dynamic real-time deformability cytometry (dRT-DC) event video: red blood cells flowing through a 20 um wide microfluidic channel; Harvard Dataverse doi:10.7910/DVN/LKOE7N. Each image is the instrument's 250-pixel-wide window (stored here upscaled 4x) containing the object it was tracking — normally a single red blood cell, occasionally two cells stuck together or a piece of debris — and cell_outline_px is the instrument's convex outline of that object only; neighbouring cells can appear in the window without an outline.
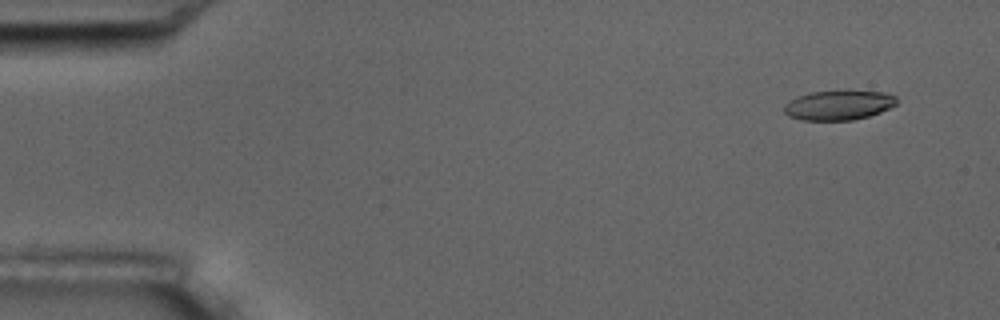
{"species": "common noctule bat (a hibernating species)", "species_latin": "Nyctalus noctula", "temperature_condition": "room temperature", "stored_images_in_passage": 17, "camera_frame_rate_fps": 3000, "um_per_image_px": 0.085, "animal": {"sex": "male", "body_mass_g": 17.5, "forearm_length_mm": 52.3}, "frame": {"image": 1, "passage_image": 2, "time_ms": 1.0, "image_size_px": [1000, 320], "cell_outline_px": [[896, 104], [880, 112], [868, 116], [852, 120], [800, 120], [788, 116], [784, 112], [784, 104], [788, 100], [796, 96], [812, 92], [884, 92], [896, 96]], "centroid_in_image_um": [71.22, 8.96], "position_along_channel_um": 13.8, "area_um2": 19.13}}
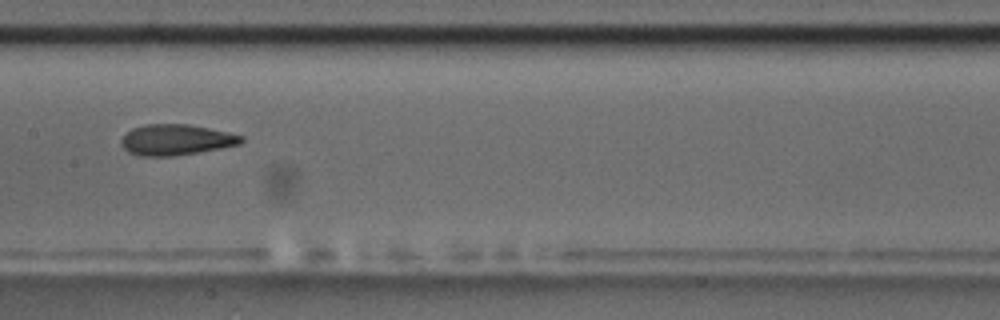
{"frame": {"image": 2, "passage_image": 9, "time_ms": 9.333, "image_size_px": [1000, 320], "cell_outline_px": [[244, 140], [240, 144], [200, 152], [172, 156], [140, 156], [128, 152], [120, 144], [120, 140], [132, 128], [144, 124], [188, 124], [228, 132], [244, 136]], "centroid_in_image_um": [14.95, 11.88], "position_along_channel_um": 192.4, "area_um2": 21.56}}
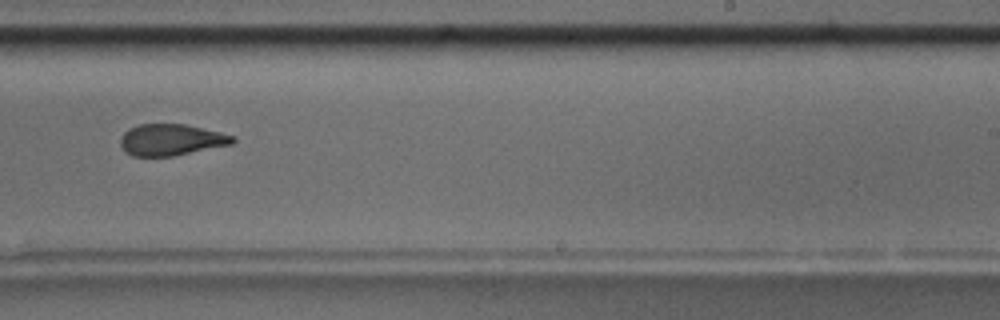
{"frame": {"image": 3, "passage_image": 11, "time_ms": 11.667, "image_size_px": [1000, 320], "cell_outline_px": [[236, 140], [232, 144], [172, 156], [132, 156], [120, 144], [120, 136], [128, 128], [140, 124], [184, 124], [220, 132], [236, 136]], "centroid_in_image_um": [14.55, 11.87], "position_along_channel_um": 274.4, "area_um2": 20.46}, "authors_computed_cell_mechanics": {"area_um2": 21.1548, "velocity_mm_per_s": 3.5261, "shape_relaxation_time_tau1_ms": 4.8512, "shape_relaxation_time_tau2_ms": 1.7698, "deformation_change_tau1": 0.1591, "deformation_change_tau2": 0.0802}}